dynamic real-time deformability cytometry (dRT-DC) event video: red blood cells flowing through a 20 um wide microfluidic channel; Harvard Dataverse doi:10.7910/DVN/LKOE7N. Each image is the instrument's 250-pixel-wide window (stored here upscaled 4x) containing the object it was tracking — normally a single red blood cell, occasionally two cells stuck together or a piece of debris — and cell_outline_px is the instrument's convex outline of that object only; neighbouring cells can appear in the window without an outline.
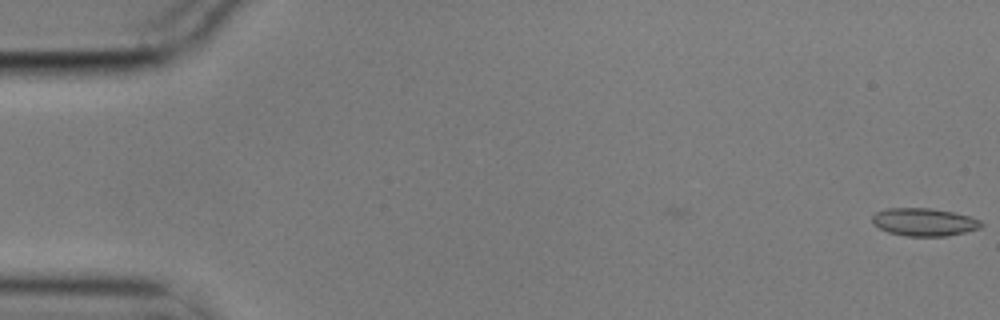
{"species": "common noctule bat (a hibernating species)", "species_latin": "Nyctalus noctula", "temperature_condition": "cold", "stored_images_in_passage": 2, "camera_frame_rate_fps": 3000, "um_per_image_px": 0.085, "animal": {"sex": "male", "body_mass_g": 17.9}, "frame": {"image": 1, "passage_image": 2, "time_ms": 0.333, "image_size_px": [1000, 320], "cell_outline_px": [[984, 224], [980, 228], [964, 232], [944, 236], [904, 236], [888, 232], [872, 224], [872, 216], [876, 212], [884, 208], [932, 208], [952, 212], [968, 216], [980, 220]], "centroid_in_image_um": [78.51, 18.87], "position_along_channel_um": 6.5, "area_um2": 17.69}}